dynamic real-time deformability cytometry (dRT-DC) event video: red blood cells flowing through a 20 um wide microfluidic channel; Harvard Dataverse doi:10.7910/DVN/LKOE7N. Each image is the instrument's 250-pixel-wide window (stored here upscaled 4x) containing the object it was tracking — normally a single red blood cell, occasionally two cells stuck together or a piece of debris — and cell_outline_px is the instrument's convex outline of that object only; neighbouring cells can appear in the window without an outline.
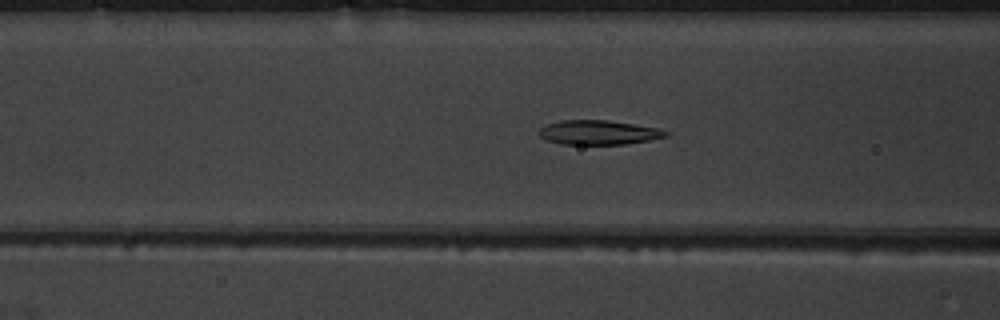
{"species": "common noctule bat (a hibernating species)", "species_latin": "Nyctalus noctula", "temperature_condition": "warm", "stored_images_in_passage": 39, "camera_frame_rate_fps": 3000, "um_per_image_px": 0.085, "animal": {"sex": "male", "body_mass_g": 19.5, "forearm_length_mm": 54.6}, "frame": {"image": 1, "passage_image": 14, "time_ms": 4.333, "image_size_px": [1000, 320], "cell_outline_px": [[668, 136], [648, 140], [624, 144], [560, 144], [548, 140], [540, 136], [536, 132], [540, 128], [548, 124], [560, 120], [608, 120], [656, 128], [668, 132]], "centroid_in_image_um": [50.82, 11.26], "position_along_channel_um": 115.8, "area_um2": 17.8}}
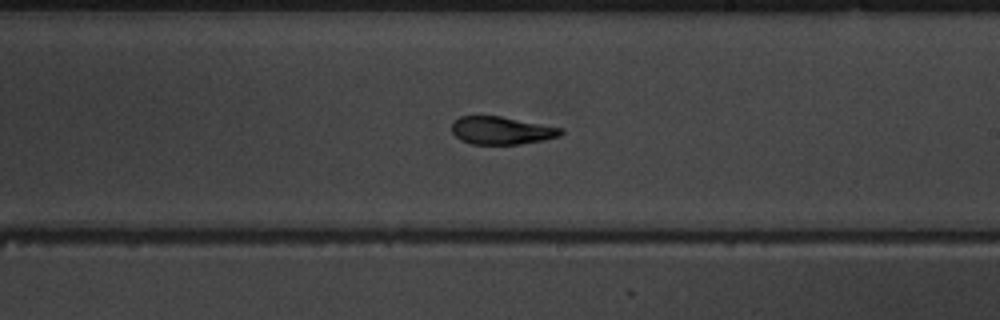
{"frame": {"image": 2, "passage_image": 24, "time_ms": 7.667, "image_size_px": [1000, 320], "cell_outline_px": [[564, 132], [560, 136], [544, 140], [520, 144], [472, 144], [460, 140], [452, 132], [452, 124], [460, 116], [500, 116], [564, 128]], "centroid_in_image_um": [42.66, 11.09], "position_along_channel_um": 246.3, "area_um2": 17.69}}
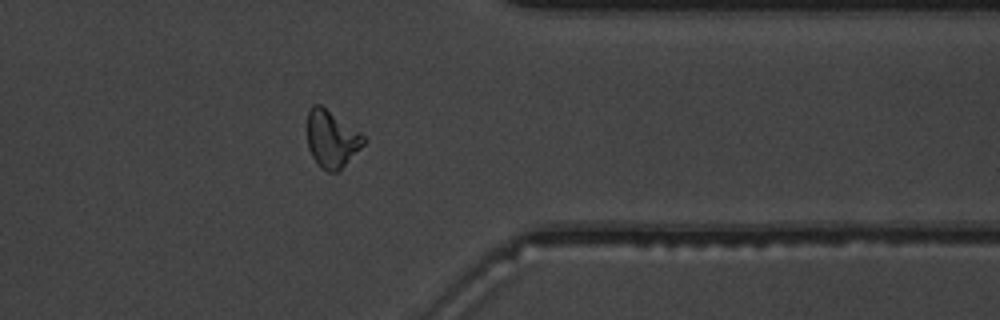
{"frame": {"image": 3, "passage_image": 35, "time_ms": 11.333, "image_size_px": [1000, 320], "cell_outline_px": [[368, 140], [336, 172], [328, 172], [312, 156], [308, 148], [308, 112], [312, 104], [320, 104], [360, 132]], "centroid_in_image_um": [28.19, 11.78], "position_along_channel_um": 383.2, "area_um2": 18.26}, "authors_computed_cell_mechanics": {"area_um2": 18.3804, "velocity_mm_per_s": 3.9364, "shape_relaxation_time_tau1_ms": 4.3724, "shape_relaxation_time_tau2_ms": 2.0945, "deformation_change_tau1": 0.2132, "deformation_change_tau2": 0.1018}}